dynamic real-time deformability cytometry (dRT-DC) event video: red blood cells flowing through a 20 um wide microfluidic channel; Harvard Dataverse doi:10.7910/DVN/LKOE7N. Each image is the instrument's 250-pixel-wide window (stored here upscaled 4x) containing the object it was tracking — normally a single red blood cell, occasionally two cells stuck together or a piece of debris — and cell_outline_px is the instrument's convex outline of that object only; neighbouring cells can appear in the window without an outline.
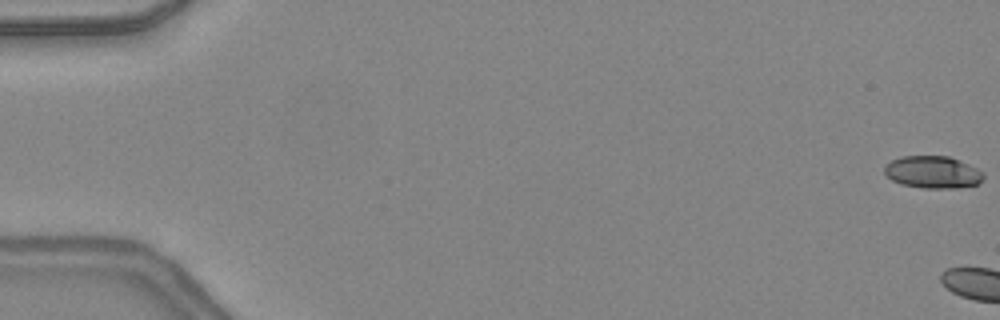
{"species": "common noctule bat (a hibernating species)", "species_latin": "Nyctalus noctula", "temperature_condition": "warm", "stored_images_in_passage": 3, "camera_frame_rate_fps": 3000, "um_per_image_px": 0.085, "animal": {"sex": "female", "body_mass_g": 24.6, "forearm_length_mm": 56.2}, "frame": {"image": 1, "passage_image": 1, "time_ms": 0.0, "image_size_px": [1000, 320], "cell_outline_px": [[984, 176], [980, 184], [956, 188], [924, 188], [900, 184], [892, 180], [884, 172], [884, 164], [900, 156], [948, 156], [968, 164], [984, 172]], "centroid_in_image_um": [79.28, 14.64], "position_along_channel_um": 5.7, "area_um2": 18.73}}